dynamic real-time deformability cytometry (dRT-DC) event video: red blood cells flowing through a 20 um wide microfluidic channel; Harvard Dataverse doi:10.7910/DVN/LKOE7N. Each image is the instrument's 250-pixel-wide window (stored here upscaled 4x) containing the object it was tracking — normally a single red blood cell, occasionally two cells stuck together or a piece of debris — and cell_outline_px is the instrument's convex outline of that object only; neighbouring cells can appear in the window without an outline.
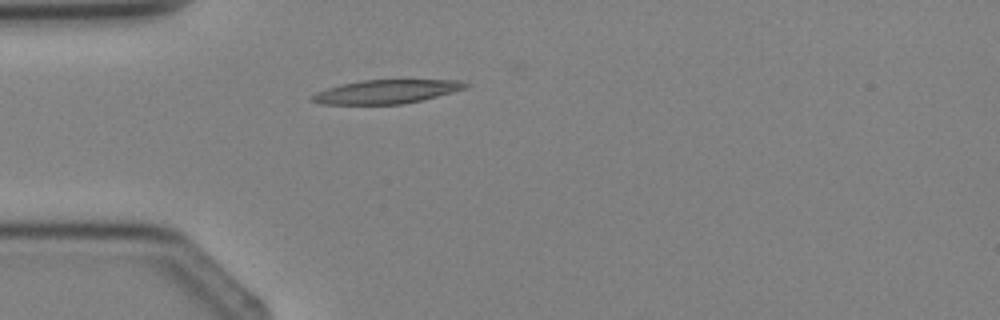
{"species": "Egyptian fruit bat (a non-hibernating species)", "species_latin": "Rousettus aegyptiacus", "temperature_condition": "cold", "stored_images_in_passage": 3, "camera_frame_rate_fps": 3000, "um_per_image_px": 0.085, "animal": {"sex": "female"}, "frame": {"image": 1, "passage_image": 3, "time_ms": 3.333, "image_size_px": [1000, 320], "cell_outline_px": [[468, 84], [464, 88], [436, 96], [420, 100], [400, 104], [320, 104], [308, 100], [316, 92], [328, 88], [360, 80], [460, 80]], "centroid_in_image_um": [32.77, 7.79], "position_along_channel_um": 52.2, "area_um2": 20.81}}